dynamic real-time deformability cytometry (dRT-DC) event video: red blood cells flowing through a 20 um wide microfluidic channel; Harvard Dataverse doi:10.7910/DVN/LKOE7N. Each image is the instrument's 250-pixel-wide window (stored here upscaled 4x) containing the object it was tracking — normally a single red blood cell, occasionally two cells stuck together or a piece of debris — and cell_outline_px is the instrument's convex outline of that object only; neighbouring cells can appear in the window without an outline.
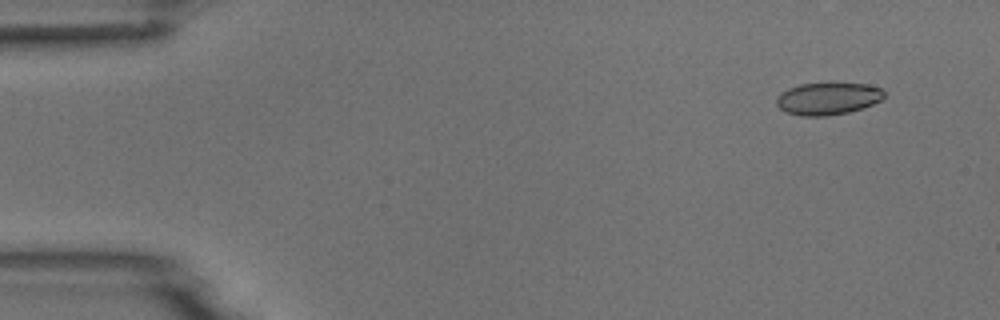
{"species": "common noctule bat (a hibernating species)", "species_latin": "Nyctalus noctula", "temperature_condition": "room temperature", "stored_images_in_passage": 5, "camera_frame_rate_fps": 3000, "um_per_image_px": 0.085, "animal": {"sex": "male", "body_mass_g": 18.8}, "frame": {"image": 1, "passage_image": 2, "time_ms": 1.333, "image_size_px": [1000, 320], "cell_outline_px": [[884, 96], [880, 100], [872, 104], [848, 112], [828, 116], [800, 116], [784, 112], [776, 104], [776, 96], [780, 92], [788, 88], [800, 84], [828, 80], [832, 80], [868, 84], [880, 88], [884, 92]], "centroid_in_image_um": [70.33, 8.33], "position_along_channel_um": 14.7, "area_um2": 21.15}}
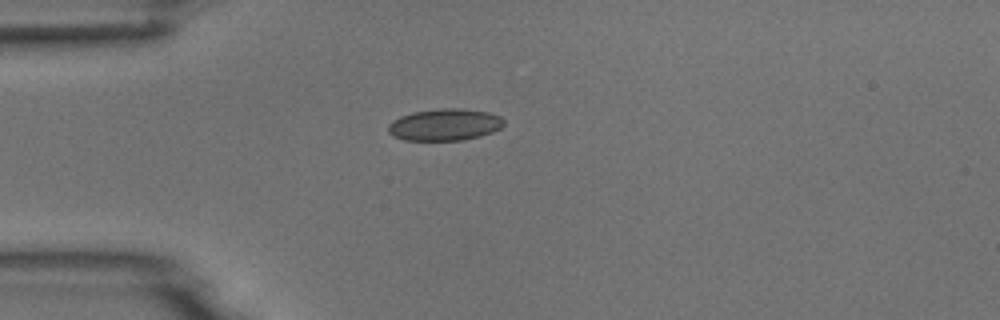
{"frame": {"image": 2, "passage_image": 5, "time_ms": 4.667, "image_size_px": [1000, 320], "cell_outline_px": [[504, 124], [500, 128], [492, 132], [480, 136], [464, 140], [404, 140], [392, 136], [388, 132], [388, 124], [392, 120], [400, 116], [412, 112], [440, 108], [460, 108], [488, 112], [500, 116], [504, 120]], "centroid_in_image_um": [37.78, 10.59], "position_along_channel_um": 47.2, "area_um2": 21.62}}